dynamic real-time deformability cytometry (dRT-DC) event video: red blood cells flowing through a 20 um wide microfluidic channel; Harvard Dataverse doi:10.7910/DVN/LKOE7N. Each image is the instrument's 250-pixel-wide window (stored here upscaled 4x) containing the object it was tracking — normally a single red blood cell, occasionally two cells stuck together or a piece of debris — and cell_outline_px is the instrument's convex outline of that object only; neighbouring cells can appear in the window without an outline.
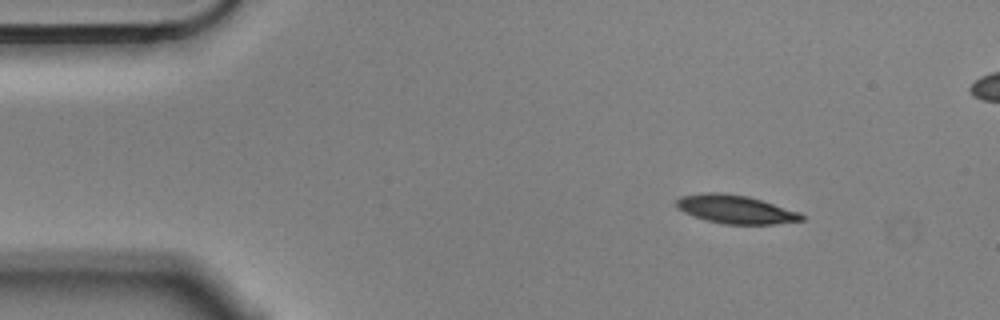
{"species": "Egyptian fruit bat (a non-hibernating species)", "species_latin": "Rousettus aegyptiacus", "temperature_condition": "cold", "stored_images_in_passage": 51, "camera_frame_rate_fps": 3000, "um_per_image_px": 0.085, "animal": {"sex": "male"}, "frame": {"image": 1, "passage_image": 1, "time_ms": 0.0, "image_size_px": [1000, 320], "cell_outline_px": [[804, 220], [772, 224], [724, 224], [692, 216], [676, 208], [676, 200], [680, 196], [704, 192], [720, 192], [748, 196], [800, 212], [804, 216]], "centroid_in_image_um": [62.49, 17.78], "position_along_channel_um": 22.5, "area_um2": 20.75}}
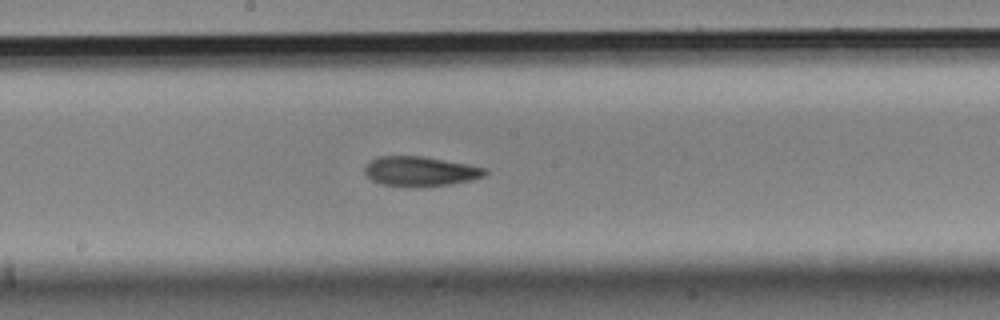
{"frame": {"image": 2, "passage_image": 23, "time_ms": 7.333, "image_size_px": [1000, 320], "cell_outline_px": [[488, 172], [484, 176], [472, 180], [448, 184], [416, 188], [408, 188], [380, 184], [372, 180], [364, 172], [364, 168], [376, 156], [424, 156], [468, 164], [488, 168]], "centroid_in_image_um": [35.73, 14.57], "position_along_channel_um": 212.5, "area_um2": 21.21}}
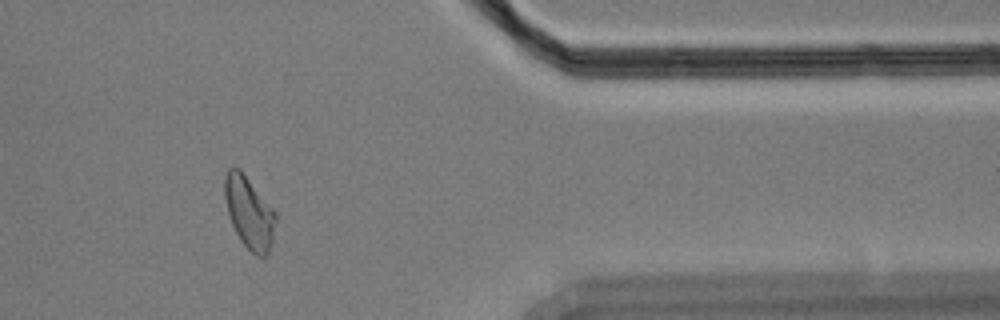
{"frame": {"image": 3, "passage_image": 40, "time_ms": 13.0, "image_size_px": [1000, 320], "cell_outline_px": [[276, 220], [272, 240], [268, 252], [264, 256], [256, 256], [240, 240], [232, 224], [228, 212], [224, 196], [224, 176], [228, 168], [232, 164], [240, 168], [276, 212]], "centroid_in_image_um": [21.16, 18.0], "position_along_channel_um": 390.2, "area_um2": 21.39}, "authors_computed_cell_mechanics": {"area_um2": 21.2704, "velocity_mm_per_s": 3.5466, "shape_relaxation_time_tau1_ms": 5.4359, "shape_relaxation_time_tau2_ms": 4.4744, "deformation_change_tau1": 0.1402, "deformation_change_tau2": 0.1069}}